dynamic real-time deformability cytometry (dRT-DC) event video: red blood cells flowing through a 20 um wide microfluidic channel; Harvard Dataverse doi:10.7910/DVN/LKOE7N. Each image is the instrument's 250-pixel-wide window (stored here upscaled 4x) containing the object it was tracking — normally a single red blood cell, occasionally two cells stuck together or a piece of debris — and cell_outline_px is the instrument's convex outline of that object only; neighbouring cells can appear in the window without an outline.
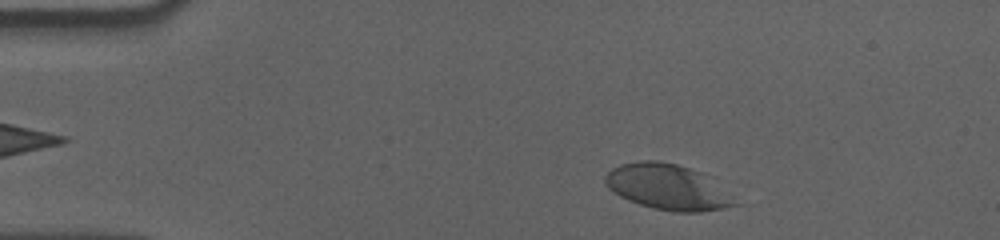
{"species": "human", "species_latin": "Homo sapiens", "temperature_condition": "cold", "stored_images_in_passage": 42, "camera_frame_rate_fps": 3000, "um_per_image_px": 0.085, "donor": {"sex": "male"}, "frame": {"image": 1, "passage_image": 4, "time_ms": 1.0, "image_size_px": [1000, 240], "cell_outline_px": [[740, 204], [724, 208], [700, 212], [676, 212], [652, 208], [628, 200], [620, 196], [608, 188], [604, 180], [604, 176], [612, 168], [620, 164], [640, 160], [656, 160], [676, 164], [700, 172]], "centroid_in_image_um": [56.67, 15.9], "position_along_channel_um": 28.3, "area_um2": 33.87}}
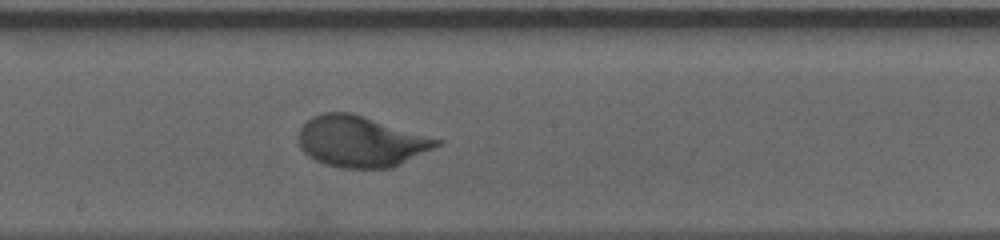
{"frame": {"image": 2, "passage_image": 26, "time_ms": 8.333, "image_size_px": [1000, 240], "cell_outline_px": [[444, 144], [392, 168], [340, 168], [324, 164], [308, 156], [300, 148], [300, 128], [312, 116], [324, 112], [352, 112], [444, 140]], "centroid_in_image_um": [30.72, 12.03], "position_along_channel_um": 217.5, "area_um2": 41.33}}
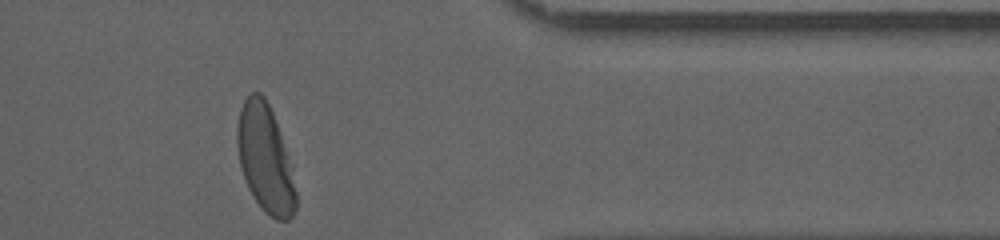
{"frame": {"image": 3, "passage_image": 42, "time_ms": 13.667, "image_size_px": [1000, 240], "cell_outline_px": [[296, 208], [292, 216], [288, 220], [276, 220], [256, 200], [248, 188], [240, 164], [236, 144], [236, 128], [240, 108], [244, 100], [252, 92], [260, 92], [264, 96], [272, 112], [292, 168], [296, 192]], "centroid_in_image_um": [22.53, 13.46], "position_along_channel_um": 388.9, "area_um2": 36.24}, "authors_computed_cell_mechanics": {"area_um2": 39.1884, "velocity_mm_per_s": 3.515, "shape_relaxation_time_tau1_ms": 2.7191, "shape_relaxation_time_tau2_ms": null, "deformation_change_tau1": 0.1602, "deformation_change_tau2": null}}